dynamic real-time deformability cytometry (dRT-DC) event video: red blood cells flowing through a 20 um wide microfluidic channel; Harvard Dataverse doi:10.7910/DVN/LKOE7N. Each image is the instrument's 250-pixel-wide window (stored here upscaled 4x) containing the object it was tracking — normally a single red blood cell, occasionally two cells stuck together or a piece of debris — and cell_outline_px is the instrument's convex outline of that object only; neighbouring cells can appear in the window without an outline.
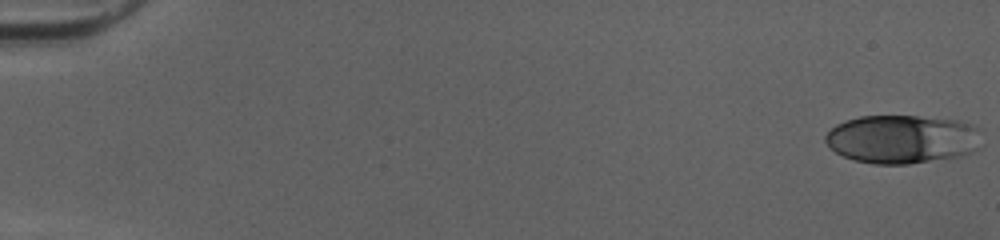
{"species": "human", "species_latin": "Homo sapiens", "temperature_condition": "cold", "stored_images_in_passage": 51, "camera_frame_rate_fps": 3000, "um_per_image_px": 0.085, "donor": {"sex": "female"}, "frame": {"image": 1, "passage_image": 1, "time_ms": 0.0, "image_size_px": [1000, 240], "cell_outline_px": [[980, 148], [964, 156], [908, 164], [872, 164], [856, 160], [844, 156], [836, 152], [824, 140], [824, 136], [836, 124], [844, 120], [860, 116], [916, 116], [960, 120], [972, 124], [976, 128]], "centroid_in_image_um": [76.69, 11.83], "position_along_channel_um": 8.3, "area_um2": 44.33}}
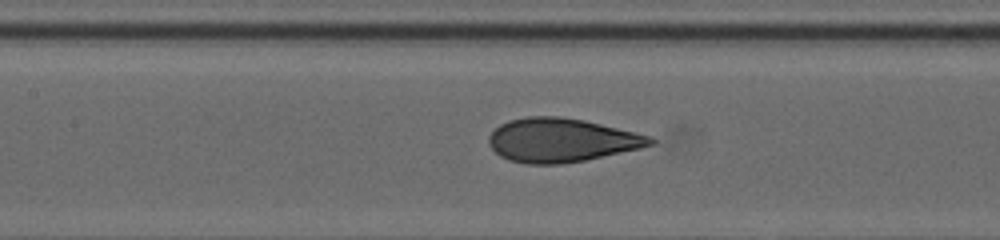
{"frame": {"image": 2, "passage_image": 25, "time_ms": 8.0, "image_size_px": [1000, 240], "cell_outline_px": [[656, 144], [640, 148], [584, 160], [560, 164], [528, 164], [508, 160], [500, 156], [488, 144], [488, 136], [500, 124], [508, 120], [528, 116], [560, 116], [584, 120], [652, 136], [656, 140]], "centroid_in_image_um": [47.71, 11.91], "position_along_channel_um": 159.7, "area_um2": 41.21}}
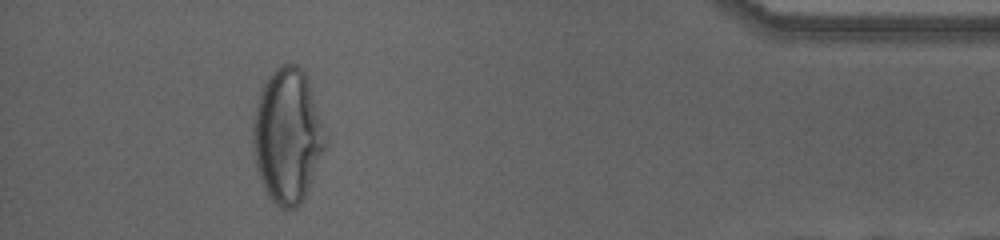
{"frame": {"image": 3, "passage_image": 47, "time_ms": 15.333, "image_size_px": [1000, 240], "cell_outline_px": [[328, 144], [304, 200], [296, 208], [284, 208], [276, 204], [268, 196], [260, 180], [256, 168], [252, 152], [252, 120], [256, 104], [260, 92], [268, 76], [280, 64], [296, 64], [308, 76], [328, 132]], "centroid_in_image_um": [24.47, 11.53], "position_along_channel_um": 410.7, "area_um2": 58.15}, "authors_computed_cell_mechanics": {"area_um2": 42.194, "velocity_mm_per_s": 4.0679, "shape_relaxation_time_tau1_ms": 6.2341, "shape_relaxation_time_tau2_ms": 0.7242, "deformation_change_tau1": 0.2263, "deformation_change_tau2": 0.0776}}